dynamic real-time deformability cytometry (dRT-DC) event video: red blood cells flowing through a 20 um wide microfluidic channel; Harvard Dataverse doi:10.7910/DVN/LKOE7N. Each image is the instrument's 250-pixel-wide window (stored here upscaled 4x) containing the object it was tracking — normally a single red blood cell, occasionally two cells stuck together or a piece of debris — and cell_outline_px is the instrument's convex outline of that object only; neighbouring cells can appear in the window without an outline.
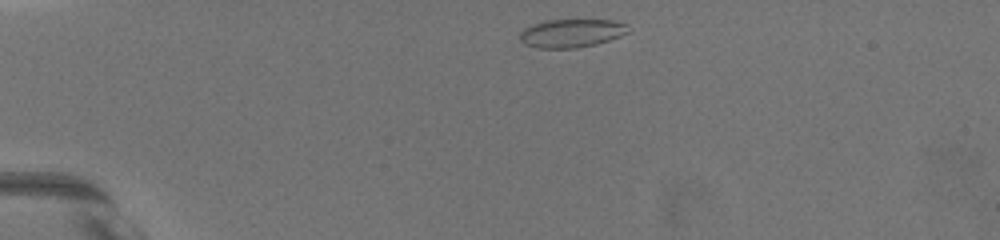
{"species": "common noctule bat (a hibernating species)", "species_latin": "Nyctalus noctula", "temperature_condition": "warm", "stored_images_in_passage": 20, "camera_frame_rate_fps": 3000, "um_per_image_px": 0.085, "animal": {"sex": "female", "body_mass_g": 19.5, "forearm_length_mm": 54.1}, "frame": {"image": 1, "passage_image": 1, "time_ms": 0.0, "image_size_px": [1000, 240], "cell_outline_px": [[628, 32], [620, 36], [596, 44], [576, 48], [536, 48], [524, 44], [520, 40], [520, 32], [524, 28], [532, 24], [544, 20], [612, 20], [628, 24]], "centroid_in_image_um": [48.55, 2.82], "position_along_channel_um": 36.5, "area_um2": 17.98}}
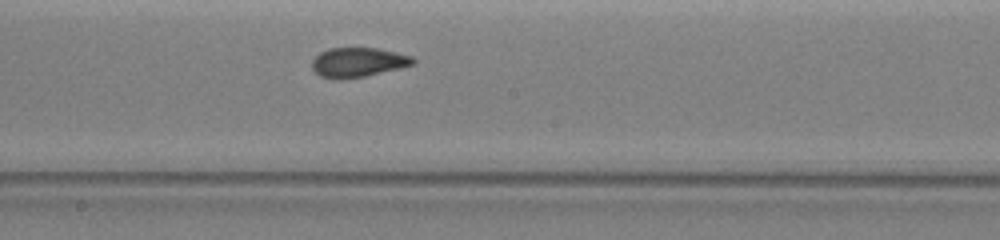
{"frame": {"image": 2, "passage_image": 10, "time_ms": 6.667, "image_size_px": [1000, 240], "cell_outline_px": [[416, 64], [400, 68], [364, 76], [340, 80], [332, 80], [320, 76], [312, 68], [312, 60], [320, 52], [328, 48], [376, 48], [396, 52], [412, 56], [416, 60]], "centroid_in_image_um": [30.42, 5.3], "position_along_channel_um": 217.8, "area_um2": 17.51}}
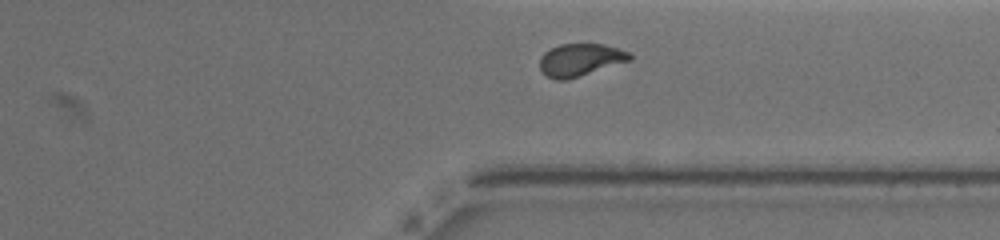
{"frame": {"image": 3, "passage_image": 18, "time_ms": 10.667, "image_size_px": [1000, 240], "cell_outline_px": [[632, 60], [568, 80], [556, 80], [548, 76], [540, 68], [540, 56], [544, 52], [560, 44], [604, 44], [628, 52], [632, 56]], "centroid_in_image_um": [49.33, 5.09], "position_along_channel_um": 362.1, "area_um2": 16.99}, "authors_computed_cell_mechanics": {"area_um2": 17.5134, "velocity_mm_per_s": 3.6205, "shape_relaxation_time_tau1_ms": 7.8327, "shape_relaxation_time_tau2_ms": null, "deformation_change_tau1": 0.2288, "deformation_change_tau2": null}}